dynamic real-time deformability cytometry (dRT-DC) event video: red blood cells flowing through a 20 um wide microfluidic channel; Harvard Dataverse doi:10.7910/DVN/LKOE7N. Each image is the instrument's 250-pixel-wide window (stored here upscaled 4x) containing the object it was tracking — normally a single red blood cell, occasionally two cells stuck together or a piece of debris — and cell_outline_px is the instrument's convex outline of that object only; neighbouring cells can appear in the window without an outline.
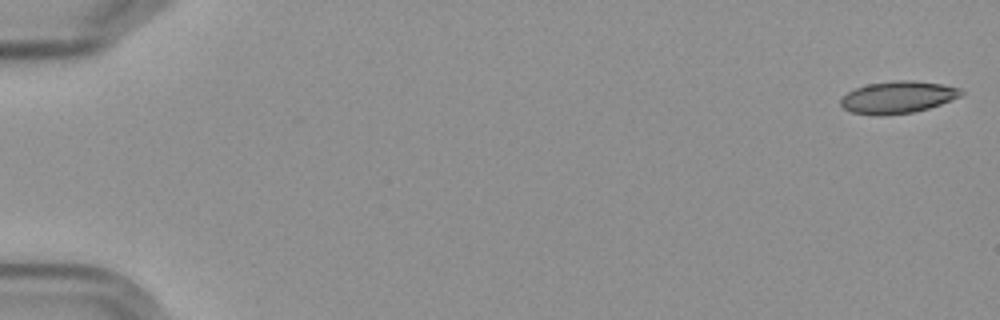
{"species": "Egyptian fruit bat (a non-hibernating species)", "species_latin": "Rousettus aegyptiacus", "temperature_condition": "cold", "stored_images_in_passage": 4, "camera_frame_rate_fps": 3000, "um_per_image_px": 0.085, "frame": {"image": 1, "passage_image": 1, "time_ms": 0.0, "image_size_px": [1000, 320], "cell_outline_px": [[964, 92], [960, 96], [952, 100], [928, 108], [912, 112], [880, 116], [852, 112], [844, 108], [840, 104], [840, 100], [848, 92], [856, 88], [868, 84], [896, 80], [912, 80], [944, 84], [960, 88]], "centroid_in_image_um": [76.33, 8.26], "position_along_channel_um": 8.7, "area_um2": 22.43}}